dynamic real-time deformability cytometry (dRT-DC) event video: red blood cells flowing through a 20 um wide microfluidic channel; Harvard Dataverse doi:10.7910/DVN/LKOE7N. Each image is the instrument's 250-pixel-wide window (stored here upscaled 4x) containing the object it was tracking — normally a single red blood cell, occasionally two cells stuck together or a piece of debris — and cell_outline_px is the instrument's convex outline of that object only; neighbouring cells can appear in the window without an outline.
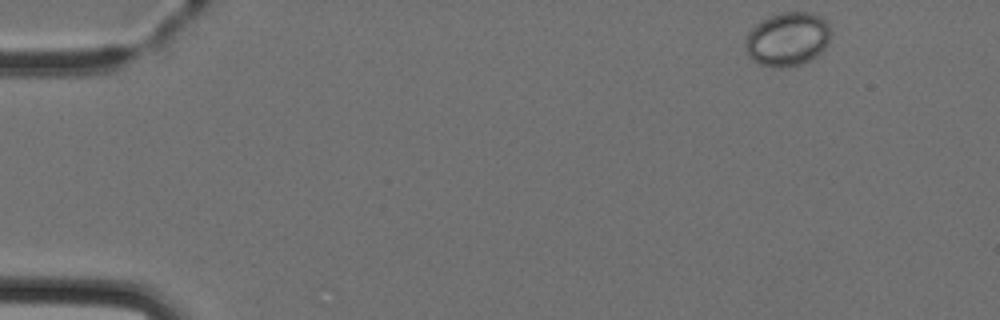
{"species": "Egyptian fruit bat (a non-hibernating species)", "species_latin": "Rousettus aegyptiacus", "temperature_condition": "cold", "stored_images_in_passage": 5, "camera_frame_rate_fps": 3000, "um_per_image_px": 0.085, "animal": {"sex": "female"}, "frame": {"image": 1, "passage_image": 1, "time_ms": 0.0, "image_size_px": [1000, 320], "cell_outline_px": [[832, 32], [828, 44], [816, 56], [800, 64], [784, 68], [776, 68], [760, 64], [752, 60], [748, 56], [748, 32], [756, 24], [768, 16], [780, 12], [812, 12], [820, 16], [828, 24]], "centroid_in_image_um": [66.98, 3.31], "position_along_channel_um": 18.0, "area_um2": 26.7}}